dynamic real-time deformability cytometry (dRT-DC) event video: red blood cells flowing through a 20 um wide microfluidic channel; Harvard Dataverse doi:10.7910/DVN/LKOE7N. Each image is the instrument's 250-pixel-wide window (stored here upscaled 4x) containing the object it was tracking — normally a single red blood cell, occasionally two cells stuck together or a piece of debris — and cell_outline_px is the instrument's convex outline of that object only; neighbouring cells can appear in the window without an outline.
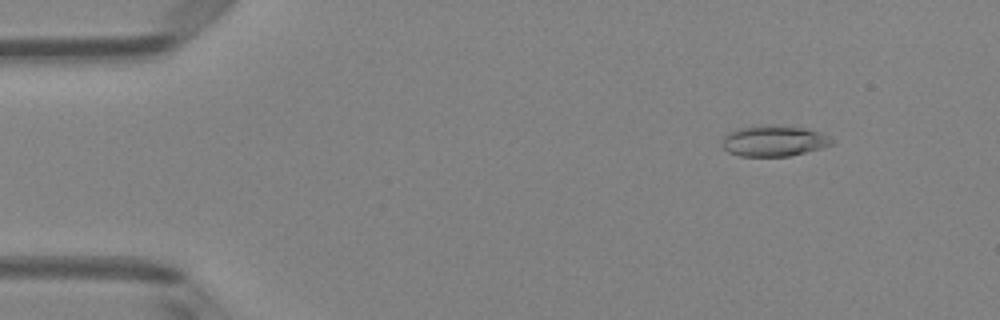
{"species": "Egyptian fruit bat (a non-hibernating species)", "species_latin": "Rousettus aegyptiacus", "temperature_condition": "room temperature", "stored_images_in_passage": 51, "camera_frame_rate_fps": 3000, "um_per_image_px": 0.085, "animal": {"sex": "female"}, "frame": {"image": 1, "passage_image": 6, "time_ms": 1.667, "image_size_px": [1000, 320], "cell_outline_px": [[832, 144], [820, 148], [788, 156], [740, 156], [728, 152], [720, 144], [720, 140], [728, 132], [740, 128], [760, 124], [780, 124], [804, 128], [828, 136], [832, 140]], "centroid_in_image_um": [65.69, 11.96], "position_along_channel_um": 19.3, "area_um2": 19.83}}
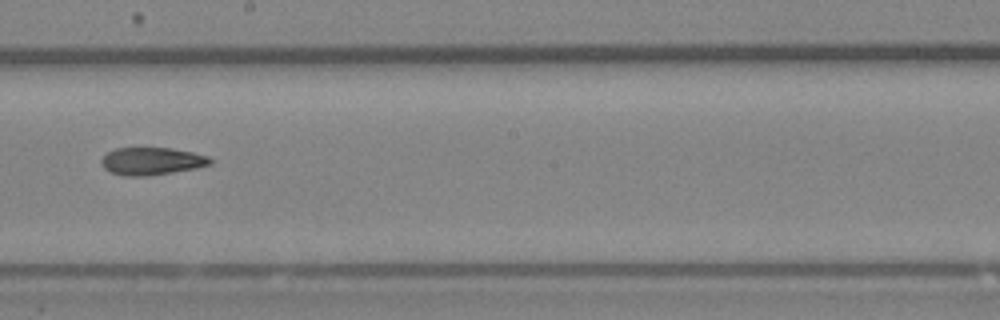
{"frame": {"image": 2, "passage_image": 29, "time_ms": 9.333, "image_size_px": [1000, 320], "cell_outline_px": [[212, 164], [196, 168], [172, 172], [144, 176], [124, 176], [112, 172], [104, 168], [100, 164], [100, 160], [108, 152], [116, 148], [172, 148], [192, 152], [208, 156], [212, 160]], "centroid_in_image_um": [12.89, 13.69], "position_along_channel_um": 235.3, "area_um2": 17.4}}
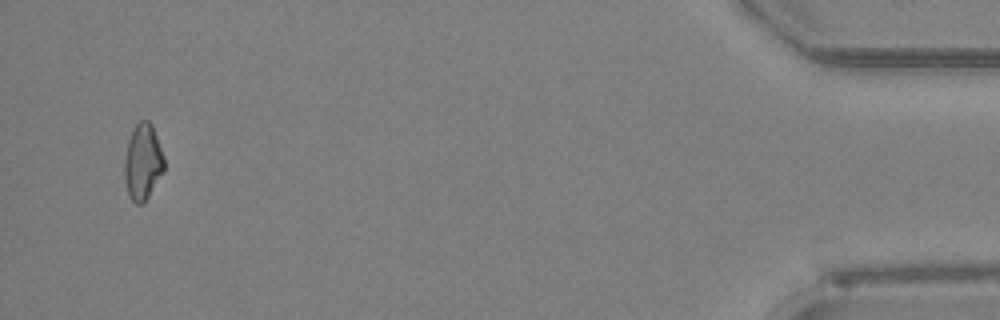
{"frame": {"image": 3, "passage_image": 49, "time_ms": 16.0, "image_size_px": [1000, 320], "cell_outline_px": [[164, 172], [148, 196], [140, 204], [136, 204], [128, 196], [124, 180], [124, 160], [128, 140], [136, 124], [140, 120], [148, 120], [152, 124], [164, 156]], "centroid_in_image_um": [12.13, 13.76], "position_along_channel_um": 423.1, "area_um2": 17.63}, "authors_computed_cell_mechanics": {"area_um2": 18.2648, "velocity_mm_per_s": 4.0405, "shape_relaxation_time_tau1_ms": 10.3568, "shape_relaxation_time_tau2_ms": 6.1458, "deformation_change_tau1": 0.2355, "deformation_change_tau2": 0.1518}}